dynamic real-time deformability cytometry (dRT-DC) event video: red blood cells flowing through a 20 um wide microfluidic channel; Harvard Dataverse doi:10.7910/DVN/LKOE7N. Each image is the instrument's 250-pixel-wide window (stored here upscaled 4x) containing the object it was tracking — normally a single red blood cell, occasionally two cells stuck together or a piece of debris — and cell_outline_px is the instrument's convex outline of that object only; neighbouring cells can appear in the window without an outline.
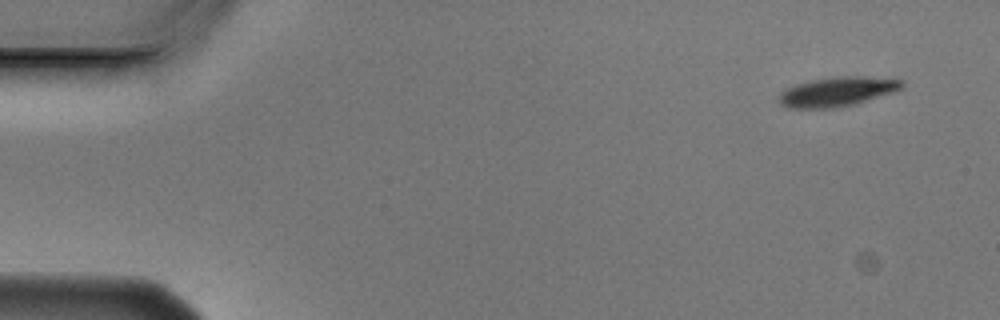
{"species": "Egyptian fruit bat (a non-hibernating species)", "species_latin": "Rousettus aegyptiacus", "temperature_condition": "cold", "stored_images_in_passage": 5, "camera_frame_rate_fps": 3000, "um_per_image_px": 0.085, "animal": {"sex": "male"}, "frame": {"image": 1, "passage_image": 1, "time_ms": 0.0, "image_size_px": [1000, 320], "cell_outline_px": [[904, 84], [900, 88], [892, 92], [852, 104], [832, 108], [788, 108], [780, 104], [780, 92], [796, 84], [812, 80], [832, 76], [860, 76], [904, 80]], "centroid_in_image_um": [71.13, 7.78], "position_along_channel_um": 13.9, "area_um2": 20.69}}